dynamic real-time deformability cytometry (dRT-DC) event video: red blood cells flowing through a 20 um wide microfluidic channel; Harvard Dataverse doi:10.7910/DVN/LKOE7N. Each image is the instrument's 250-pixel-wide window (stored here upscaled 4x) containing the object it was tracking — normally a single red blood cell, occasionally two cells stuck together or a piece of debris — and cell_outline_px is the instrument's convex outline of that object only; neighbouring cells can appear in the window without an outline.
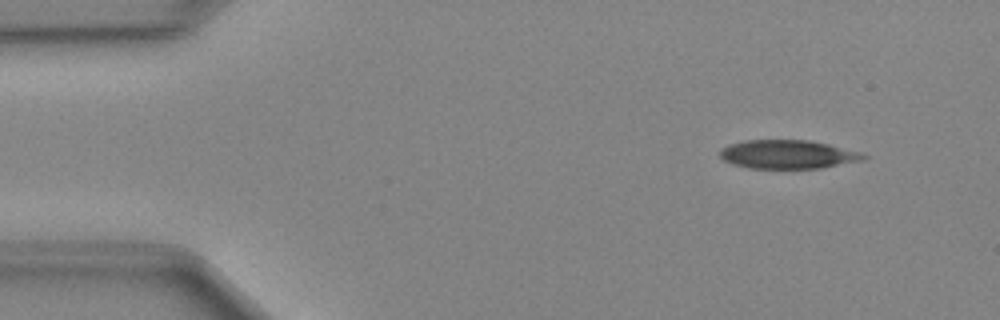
{"species": "Egyptian fruit bat (a non-hibernating species)", "species_latin": "Rousettus aegyptiacus", "temperature_condition": "cold", "stored_images_in_passage": 45, "camera_frame_rate_fps": 3000, "um_per_image_px": 0.085, "animal": {"sex": "female"}, "frame": {"image": 1, "passage_image": 1, "time_ms": 0.0, "image_size_px": [1000, 320], "cell_outline_px": [[868, 156], [864, 160], [820, 168], [748, 168], [732, 164], [724, 160], [720, 156], [720, 148], [728, 144], [744, 140], [808, 140], [828, 144], [864, 152]], "centroid_in_image_um": [66.97, 13.11], "position_along_channel_um": 18.0, "area_um2": 24.16}}
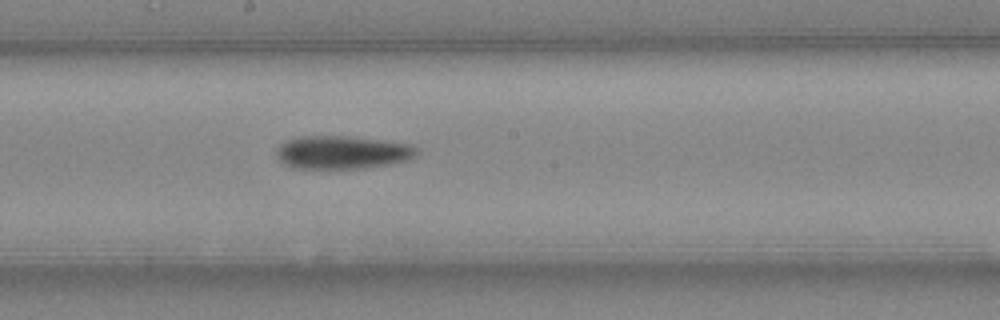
{"frame": {"image": 2, "passage_image": 22, "time_ms": 7.0, "image_size_px": [1000, 320], "cell_outline_px": [[420, 152], [416, 156], [408, 160], [392, 164], [364, 168], [292, 168], [284, 164], [276, 156], [276, 148], [284, 140], [296, 136], [348, 136], [412, 144]], "centroid_in_image_um": [29.08, 12.94], "position_along_channel_um": 219.1, "area_um2": 27.46}}
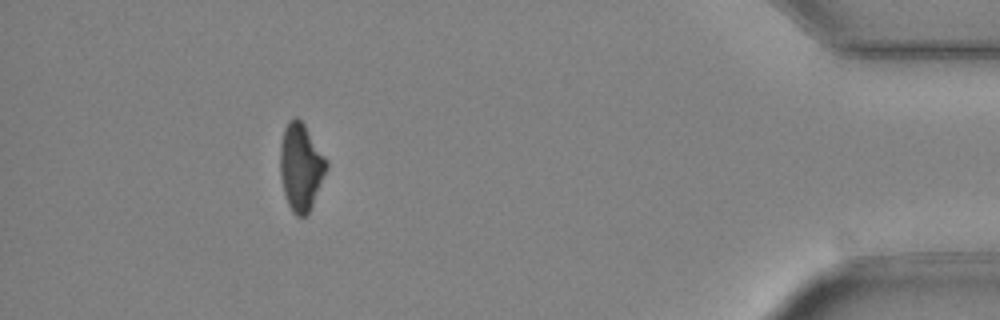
{"frame": {"image": 3, "passage_image": 40, "time_ms": 13.0, "image_size_px": [1000, 320], "cell_outline_px": [[328, 168], [312, 204], [308, 212], [304, 216], [296, 216], [292, 212], [288, 204], [284, 192], [280, 176], [280, 144], [284, 128], [288, 120], [296, 116], [304, 124], [328, 160]], "centroid_in_image_um": [25.57, 14.16], "position_along_channel_um": 409.6, "area_um2": 23.52}}